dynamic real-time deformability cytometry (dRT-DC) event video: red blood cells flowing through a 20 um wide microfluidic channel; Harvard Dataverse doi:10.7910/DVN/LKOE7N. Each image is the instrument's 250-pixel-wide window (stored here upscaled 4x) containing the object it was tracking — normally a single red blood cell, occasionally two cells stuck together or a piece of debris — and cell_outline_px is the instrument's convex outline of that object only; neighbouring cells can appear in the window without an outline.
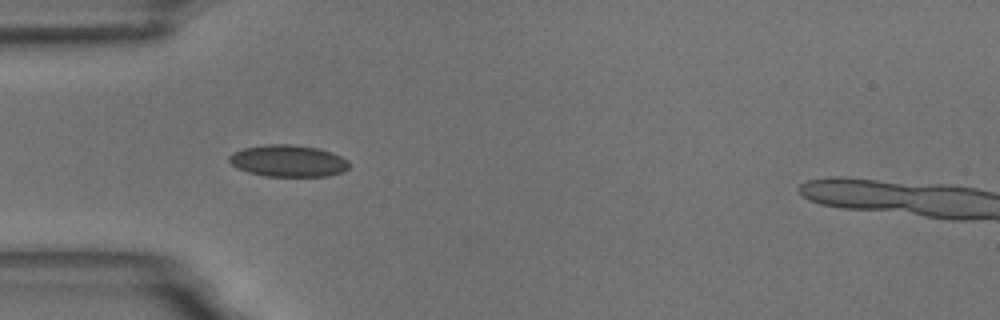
{"species": "common noctule bat (a hibernating species)", "species_latin": "Nyctalus noctula", "temperature_condition": "room temperature", "stored_images_in_passage": 41, "camera_frame_rate_fps": 3000, "um_per_image_px": 0.085, "animal": {"sex": "male", "body_mass_g": 18.8}, "frame": {"image": 1, "passage_image": 1, "time_ms": 0.0, "image_size_px": [1000, 320], "cell_outline_px": [[348, 168], [344, 172], [328, 176], [264, 176], [248, 172], [236, 168], [228, 160], [228, 156], [232, 152], [244, 148], [268, 144], [292, 144], [320, 148], [332, 152], [348, 160]], "centroid_in_image_um": [24.49, 13.67], "position_along_channel_um": 60.5, "area_um2": 22.43}}
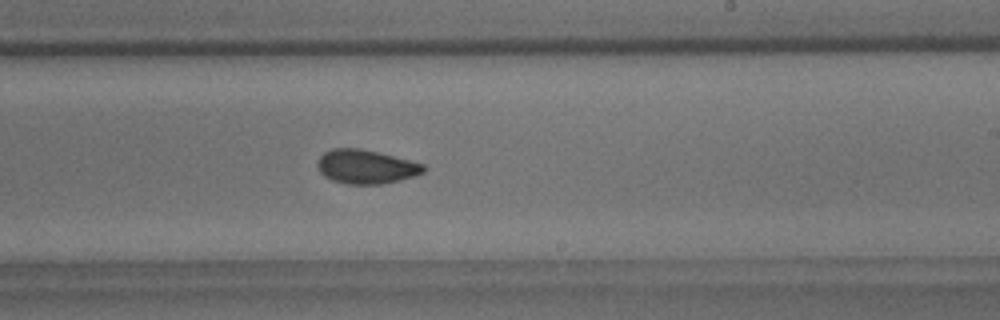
{"frame": {"image": 2, "passage_image": 18, "time_ms": 5.667, "image_size_px": [1000, 320], "cell_outline_px": [[428, 168], [424, 172], [416, 176], [384, 184], [348, 184], [332, 180], [324, 176], [320, 172], [316, 164], [320, 156], [324, 152], [332, 148], [360, 148], [424, 164]], "centroid_in_image_um": [31.11, 14.18], "position_along_channel_um": 257.9, "area_um2": 21.04}}
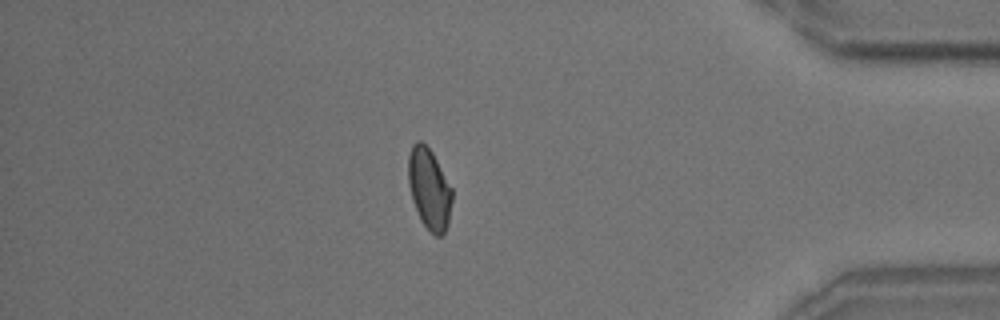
{"frame": {"image": 3, "passage_image": 33, "time_ms": 10.667, "image_size_px": [1000, 320], "cell_outline_px": [[452, 200], [448, 224], [444, 232], [440, 236], [436, 236], [420, 220], [412, 200], [408, 184], [408, 156], [412, 144], [416, 140], [420, 140], [432, 152], [452, 188]], "centroid_in_image_um": [36.47, 16.03], "position_along_channel_um": 398.7, "area_um2": 20.63}}